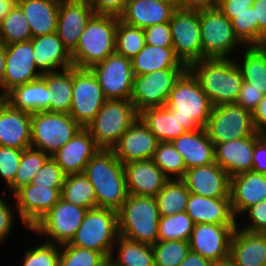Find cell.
<instances>
[{
	"label": "cell",
	"mask_w": 266,
	"mask_h": 266,
	"mask_svg": "<svg viewBox=\"0 0 266 266\" xmlns=\"http://www.w3.org/2000/svg\"><path fill=\"white\" fill-rule=\"evenodd\" d=\"M185 212L194 224L237 225L230 198L189 195Z\"/></svg>",
	"instance_id": "4316f807"
},
{
	"label": "cell",
	"mask_w": 266,
	"mask_h": 266,
	"mask_svg": "<svg viewBox=\"0 0 266 266\" xmlns=\"http://www.w3.org/2000/svg\"><path fill=\"white\" fill-rule=\"evenodd\" d=\"M155 266H178L190 252L189 241H157L152 246Z\"/></svg>",
	"instance_id": "c3c4849f"
},
{
	"label": "cell",
	"mask_w": 266,
	"mask_h": 266,
	"mask_svg": "<svg viewBox=\"0 0 266 266\" xmlns=\"http://www.w3.org/2000/svg\"><path fill=\"white\" fill-rule=\"evenodd\" d=\"M61 190L31 183L17 190L13 198L21 223L31 229L60 200Z\"/></svg>",
	"instance_id": "e0dca14e"
},
{
	"label": "cell",
	"mask_w": 266,
	"mask_h": 266,
	"mask_svg": "<svg viewBox=\"0 0 266 266\" xmlns=\"http://www.w3.org/2000/svg\"><path fill=\"white\" fill-rule=\"evenodd\" d=\"M200 35L202 59L230 58L242 45L234 35L231 20L217 7L200 10Z\"/></svg>",
	"instance_id": "9c48e42d"
},
{
	"label": "cell",
	"mask_w": 266,
	"mask_h": 266,
	"mask_svg": "<svg viewBox=\"0 0 266 266\" xmlns=\"http://www.w3.org/2000/svg\"><path fill=\"white\" fill-rule=\"evenodd\" d=\"M152 160L169 180L182 179L187 170L183 157L171 142H159Z\"/></svg>",
	"instance_id": "bcb514c9"
},
{
	"label": "cell",
	"mask_w": 266,
	"mask_h": 266,
	"mask_svg": "<svg viewBox=\"0 0 266 266\" xmlns=\"http://www.w3.org/2000/svg\"><path fill=\"white\" fill-rule=\"evenodd\" d=\"M171 143L183 157L187 169L215 162L214 144L209 139L205 128L187 131Z\"/></svg>",
	"instance_id": "4dcf8cb0"
},
{
	"label": "cell",
	"mask_w": 266,
	"mask_h": 266,
	"mask_svg": "<svg viewBox=\"0 0 266 266\" xmlns=\"http://www.w3.org/2000/svg\"><path fill=\"white\" fill-rule=\"evenodd\" d=\"M157 1H161V2H174V0H157Z\"/></svg>",
	"instance_id": "8c879c8a"
},
{
	"label": "cell",
	"mask_w": 266,
	"mask_h": 266,
	"mask_svg": "<svg viewBox=\"0 0 266 266\" xmlns=\"http://www.w3.org/2000/svg\"><path fill=\"white\" fill-rule=\"evenodd\" d=\"M82 127L66 113H31V147L49 156L70 141Z\"/></svg>",
	"instance_id": "ba28073f"
},
{
	"label": "cell",
	"mask_w": 266,
	"mask_h": 266,
	"mask_svg": "<svg viewBox=\"0 0 266 266\" xmlns=\"http://www.w3.org/2000/svg\"><path fill=\"white\" fill-rule=\"evenodd\" d=\"M22 154V149L0 146V176L8 187L14 182Z\"/></svg>",
	"instance_id": "816d5d0a"
},
{
	"label": "cell",
	"mask_w": 266,
	"mask_h": 266,
	"mask_svg": "<svg viewBox=\"0 0 266 266\" xmlns=\"http://www.w3.org/2000/svg\"><path fill=\"white\" fill-rule=\"evenodd\" d=\"M190 192L181 179L168 180L155 196L160 216H170L186 210Z\"/></svg>",
	"instance_id": "ab89813d"
},
{
	"label": "cell",
	"mask_w": 266,
	"mask_h": 266,
	"mask_svg": "<svg viewBox=\"0 0 266 266\" xmlns=\"http://www.w3.org/2000/svg\"><path fill=\"white\" fill-rule=\"evenodd\" d=\"M61 198L86 209L97 207L95 189L84 173L66 175Z\"/></svg>",
	"instance_id": "f35d334b"
},
{
	"label": "cell",
	"mask_w": 266,
	"mask_h": 266,
	"mask_svg": "<svg viewBox=\"0 0 266 266\" xmlns=\"http://www.w3.org/2000/svg\"><path fill=\"white\" fill-rule=\"evenodd\" d=\"M0 32L4 45L26 42L32 39L29 23L17 3L2 18Z\"/></svg>",
	"instance_id": "b9f144b4"
},
{
	"label": "cell",
	"mask_w": 266,
	"mask_h": 266,
	"mask_svg": "<svg viewBox=\"0 0 266 266\" xmlns=\"http://www.w3.org/2000/svg\"><path fill=\"white\" fill-rule=\"evenodd\" d=\"M5 50L4 94L18 85L31 82L43 75L39 70H36L31 40L5 45Z\"/></svg>",
	"instance_id": "d6986e66"
},
{
	"label": "cell",
	"mask_w": 266,
	"mask_h": 266,
	"mask_svg": "<svg viewBox=\"0 0 266 266\" xmlns=\"http://www.w3.org/2000/svg\"><path fill=\"white\" fill-rule=\"evenodd\" d=\"M138 117L130 100L107 99L85 128L100 149H112Z\"/></svg>",
	"instance_id": "52a82bcc"
},
{
	"label": "cell",
	"mask_w": 266,
	"mask_h": 266,
	"mask_svg": "<svg viewBox=\"0 0 266 266\" xmlns=\"http://www.w3.org/2000/svg\"><path fill=\"white\" fill-rule=\"evenodd\" d=\"M94 15L87 0H60L56 33L70 54Z\"/></svg>",
	"instance_id": "ac0fdd59"
},
{
	"label": "cell",
	"mask_w": 266,
	"mask_h": 266,
	"mask_svg": "<svg viewBox=\"0 0 266 266\" xmlns=\"http://www.w3.org/2000/svg\"><path fill=\"white\" fill-rule=\"evenodd\" d=\"M60 247L59 266H106L109 262L101 252L79 248L69 243Z\"/></svg>",
	"instance_id": "7dc6e473"
},
{
	"label": "cell",
	"mask_w": 266,
	"mask_h": 266,
	"mask_svg": "<svg viewBox=\"0 0 266 266\" xmlns=\"http://www.w3.org/2000/svg\"><path fill=\"white\" fill-rule=\"evenodd\" d=\"M237 225L195 224L189 239L190 250L212 263L230 256V241Z\"/></svg>",
	"instance_id": "2e32d148"
},
{
	"label": "cell",
	"mask_w": 266,
	"mask_h": 266,
	"mask_svg": "<svg viewBox=\"0 0 266 266\" xmlns=\"http://www.w3.org/2000/svg\"><path fill=\"white\" fill-rule=\"evenodd\" d=\"M90 69L106 99L130 100L134 77L130 59L114 53Z\"/></svg>",
	"instance_id": "9a60e30c"
},
{
	"label": "cell",
	"mask_w": 266,
	"mask_h": 266,
	"mask_svg": "<svg viewBox=\"0 0 266 266\" xmlns=\"http://www.w3.org/2000/svg\"><path fill=\"white\" fill-rule=\"evenodd\" d=\"M14 211L11 205L0 198V243L5 241V239L11 234L13 228Z\"/></svg>",
	"instance_id": "6f0895ef"
},
{
	"label": "cell",
	"mask_w": 266,
	"mask_h": 266,
	"mask_svg": "<svg viewBox=\"0 0 266 266\" xmlns=\"http://www.w3.org/2000/svg\"><path fill=\"white\" fill-rule=\"evenodd\" d=\"M252 121L257 132L262 131L266 127V95L252 112Z\"/></svg>",
	"instance_id": "6125c7cd"
},
{
	"label": "cell",
	"mask_w": 266,
	"mask_h": 266,
	"mask_svg": "<svg viewBox=\"0 0 266 266\" xmlns=\"http://www.w3.org/2000/svg\"><path fill=\"white\" fill-rule=\"evenodd\" d=\"M50 156L42 150L29 147L23 150L21 162L16 172L14 182L9 186L12 195L22 188L31 183L39 169L42 168L44 163Z\"/></svg>",
	"instance_id": "7bdbcfd3"
},
{
	"label": "cell",
	"mask_w": 266,
	"mask_h": 266,
	"mask_svg": "<svg viewBox=\"0 0 266 266\" xmlns=\"http://www.w3.org/2000/svg\"><path fill=\"white\" fill-rule=\"evenodd\" d=\"M255 0H218L217 8L222 13H242L252 7Z\"/></svg>",
	"instance_id": "91938a15"
},
{
	"label": "cell",
	"mask_w": 266,
	"mask_h": 266,
	"mask_svg": "<svg viewBox=\"0 0 266 266\" xmlns=\"http://www.w3.org/2000/svg\"><path fill=\"white\" fill-rule=\"evenodd\" d=\"M159 140L138 117L123 133L112 148L116 158L123 164L153 159Z\"/></svg>",
	"instance_id": "ffe728a7"
},
{
	"label": "cell",
	"mask_w": 266,
	"mask_h": 266,
	"mask_svg": "<svg viewBox=\"0 0 266 266\" xmlns=\"http://www.w3.org/2000/svg\"><path fill=\"white\" fill-rule=\"evenodd\" d=\"M118 212V231L153 246L158 241L159 211L155 197L129 194Z\"/></svg>",
	"instance_id": "5b68a950"
},
{
	"label": "cell",
	"mask_w": 266,
	"mask_h": 266,
	"mask_svg": "<svg viewBox=\"0 0 266 266\" xmlns=\"http://www.w3.org/2000/svg\"><path fill=\"white\" fill-rule=\"evenodd\" d=\"M88 209L64 201L62 198L30 230L48 235L49 243H69L80 227Z\"/></svg>",
	"instance_id": "4fadbf2b"
},
{
	"label": "cell",
	"mask_w": 266,
	"mask_h": 266,
	"mask_svg": "<svg viewBox=\"0 0 266 266\" xmlns=\"http://www.w3.org/2000/svg\"><path fill=\"white\" fill-rule=\"evenodd\" d=\"M165 106L176 113L180 125L187 131L204 128L213 108L197 78L188 68L177 79Z\"/></svg>",
	"instance_id": "3957f363"
},
{
	"label": "cell",
	"mask_w": 266,
	"mask_h": 266,
	"mask_svg": "<svg viewBox=\"0 0 266 266\" xmlns=\"http://www.w3.org/2000/svg\"><path fill=\"white\" fill-rule=\"evenodd\" d=\"M134 75L149 74L167 68H187L176 57L173 47H158L145 44L131 60Z\"/></svg>",
	"instance_id": "e575fe53"
},
{
	"label": "cell",
	"mask_w": 266,
	"mask_h": 266,
	"mask_svg": "<svg viewBox=\"0 0 266 266\" xmlns=\"http://www.w3.org/2000/svg\"><path fill=\"white\" fill-rule=\"evenodd\" d=\"M230 199L236 218L252 205L266 200V174L248 171L230 177Z\"/></svg>",
	"instance_id": "d4e9b609"
},
{
	"label": "cell",
	"mask_w": 266,
	"mask_h": 266,
	"mask_svg": "<svg viewBox=\"0 0 266 266\" xmlns=\"http://www.w3.org/2000/svg\"><path fill=\"white\" fill-rule=\"evenodd\" d=\"M176 57L187 68L202 59L200 10L177 9L169 22Z\"/></svg>",
	"instance_id": "5bb4252c"
},
{
	"label": "cell",
	"mask_w": 266,
	"mask_h": 266,
	"mask_svg": "<svg viewBox=\"0 0 266 266\" xmlns=\"http://www.w3.org/2000/svg\"><path fill=\"white\" fill-rule=\"evenodd\" d=\"M178 266H213V263L190 250L186 258Z\"/></svg>",
	"instance_id": "e7e4bbea"
},
{
	"label": "cell",
	"mask_w": 266,
	"mask_h": 266,
	"mask_svg": "<svg viewBox=\"0 0 266 266\" xmlns=\"http://www.w3.org/2000/svg\"><path fill=\"white\" fill-rule=\"evenodd\" d=\"M188 69L197 78L212 106L236 103L243 78L240 68L231 58L201 59Z\"/></svg>",
	"instance_id": "7a4b0ae2"
},
{
	"label": "cell",
	"mask_w": 266,
	"mask_h": 266,
	"mask_svg": "<svg viewBox=\"0 0 266 266\" xmlns=\"http://www.w3.org/2000/svg\"><path fill=\"white\" fill-rule=\"evenodd\" d=\"M146 44L158 47H173L169 22L155 24L144 29Z\"/></svg>",
	"instance_id": "f5cc1de1"
},
{
	"label": "cell",
	"mask_w": 266,
	"mask_h": 266,
	"mask_svg": "<svg viewBox=\"0 0 266 266\" xmlns=\"http://www.w3.org/2000/svg\"><path fill=\"white\" fill-rule=\"evenodd\" d=\"M6 102L14 109L29 113L49 111V89L41 76L18 85L6 93Z\"/></svg>",
	"instance_id": "d6a6232c"
},
{
	"label": "cell",
	"mask_w": 266,
	"mask_h": 266,
	"mask_svg": "<svg viewBox=\"0 0 266 266\" xmlns=\"http://www.w3.org/2000/svg\"><path fill=\"white\" fill-rule=\"evenodd\" d=\"M239 62L243 82L266 95V45L244 46ZM240 63V64H239Z\"/></svg>",
	"instance_id": "d590c367"
},
{
	"label": "cell",
	"mask_w": 266,
	"mask_h": 266,
	"mask_svg": "<svg viewBox=\"0 0 266 266\" xmlns=\"http://www.w3.org/2000/svg\"><path fill=\"white\" fill-rule=\"evenodd\" d=\"M255 21H258L259 30L266 36V0H255Z\"/></svg>",
	"instance_id": "be15d7a7"
},
{
	"label": "cell",
	"mask_w": 266,
	"mask_h": 266,
	"mask_svg": "<svg viewBox=\"0 0 266 266\" xmlns=\"http://www.w3.org/2000/svg\"><path fill=\"white\" fill-rule=\"evenodd\" d=\"M260 135L266 141V127L260 131Z\"/></svg>",
	"instance_id": "2644e50d"
},
{
	"label": "cell",
	"mask_w": 266,
	"mask_h": 266,
	"mask_svg": "<svg viewBox=\"0 0 266 266\" xmlns=\"http://www.w3.org/2000/svg\"><path fill=\"white\" fill-rule=\"evenodd\" d=\"M187 68H167L149 74L134 75L130 101L139 113L146 108L166 105L170 91Z\"/></svg>",
	"instance_id": "8fae6325"
},
{
	"label": "cell",
	"mask_w": 266,
	"mask_h": 266,
	"mask_svg": "<svg viewBox=\"0 0 266 266\" xmlns=\"http://www.w3.org/2000/svg\"><path fill=\"white\" fill-rule=\"evenodd\" d=\"M65 178L66 174L60 166L49 157L42 168L36 173L31 184L49 188H62Z\"/></svg>",
	"instance_id": "f907efd6"
},
{
	"label": "cell",
	"mask_w": 266,
	"mask_h": 266,
	"mask_svg": "<svg viewBox=\"0 0 266 266\" xmlns=\"http://www.w3.org/2000/svg\"><path fill=\"white\" fill-rule=\"evenodd\" d=\"M84 174L93 185L98 208L118 211L128 197L124 164L112 149H99L88 161Z\"/></svg>",
	"instance_id": "6da1fadb"
},
{
	"label": "cell",
	"mask_w": 266,
	"mask_h": 266,
	"mask_svg": "<svg viewBox=\"0 0 266 266\" xmlns=\"http://www.w3.org/2000/svg\"><path fill=\"white\" fill-rule=\"evenodd\" d=\"M230 20L234 35L243 46L266 45V36L259 30L255 21V8L252 6L242 13H223Z\"/></svg>",
	"instance_id": "60d3db41"
},
{
	"label": "cell",
	"mask_w": 266,
	"mask_h": 266,
	"mask_svg": "<svg viewBox=\"0 0 266 266\" xmlns=\"http://www.w3.org/2000/svg\"><path fill=\"white\" fill-rule=\"evenodd\" d=\"M106 100L91 69L73 67V91L69 115L82 128L94 119Z\"/></svg>",
	"instance_id": "7c38bea8"
},
{
	"label": "cell",
	"mask_w": 266,
	"mask_h": 266,
	"mask_svg": "<svg viewBox=\"0 0 266 266\" xmlns=\"http://www.w3.org/2000/svg\"><path fill=\"white\" fill-rule=\"evenodd\" d=\"M90 132L81 128L75 136L50 157L66 174L84 173L88 161L98 152Z\"/></svg>",
	"instance_id": "603a6c76"
},
{
	"label": "cell",
	"mask_w": 266,
	"mask_h": 266,
	"mask_svg": "<svg viewBox=\"0 0 266 266\" xmlns=\"http://www.w3.org/2000/svg\"><path fill=\"white\" fill-rule=\"evenodd\" d=\"M230 257L238 266H264L266 264V236L249 232L237 226L230 241Z\"/></svg>",
	"instance_id": "f546056e"
},
{
	"label": "cell",
	"mask_w": 266,
	"mask_h": 266,
	"mask_svg": "<svg viewBox=\"0 0 266 266\" xmlns=\"http://www.w3.org/2000/svg\"><path fill=\"white\" fill-rule=\"evenodd\" d=\"M144 29L125 24L118 17L116 53L132 60L145 46Z\"/></svg>",
	"instance_id": "f6af8a7d"
},
{
	"label": "cell",
	"mask_w": 266,
	"mask_h": 266,
	"mask_svg": "<svg viewBox=\"0 0 266 266\" xmlns=\"http://www.w3.org/2000/svg\"><path fill=\"white\" fill-rule=\"evenodd\" d=\"M249 213L250 224L243 226L241 229L249 232H262L266 228V200L252 205L244 212Z\"/></svg>",
	"instance_id": "db71d44e"
},
{
	"label": "cell",
	"mask_w": 266,
	"mask_h": 266,
	"mask_svg": "<svg viewBox=\"0 0 266 266\" xmlns=\"http://www.w3.org/2000/svg\"><path fill=\"white\" fill-rule=\"evenodd\" d=\"M30 129L31 113L6 102L0 109V146L22 150L31 147Z\"/></svg>",
	"instance_id": "83f0119b"
},
{
	"label": "cell",
	"mask_w": 266,
	"mask_h": 266,
	"mask_svg": "<svg viewBox=\"0 0 266 266\" xmlns=\"http://www.w3.org/2000/svg\"><path fill=\"white\" fill-rule=\"evenodd\" d=\"M117 255L112 254L109 263L112 266H155L151 245L131 240L122 235L117 237Z\"/></svg>",
	"instance_id": "74e56055"
},
{
	"label": "cell",
	"mask_w": 266,
	"mask_h": 266,
	"mask_svg": "<svg viewBox=\"0 0 266 266\" xmlns=\"http://www.w3.org/2000/svg\"><path fill=\"white\" fill-rule=\"evenodd\" d=\"M6 103V94L0 92V109L4 106Z\"/></svg>",
	"instance_id": "89a4df30"
},
{
	"label": "cell",
	"mask_w": 266,
	"mask_h": 266,
	"mask_svg": "<svg viewBox=\"0 0 266 266\" xmlns=\"http://www.w3.org/2000/svg\"><path fill=\"white\" fill-rule=\"evenodd\" d=\"M204 128L214 145L250 137L257 132L253 125L252 113L237 103L214 106Z\"/></svg>",
	"instance_id": "30bf717a"
},
{
	"label": "cell",
	"mask_w": 266,
	"mask_h": 266,
	"mask_svg": "<svg viewBox=\"0 0 266 266\" xmlns=\"http://www.w3.org/2000/svg\"><path fill=\"white\" fill-rule=\"evenodd\" d=\"M139 118L160 142H171L187 132L176 113L166 106L143 109Z\"/></svg>",
	"instance_id": "836d02e7"
},
{
	"label": "cell",
	"mask_w": 266,
	"mask_h": 266,
	"mask_svg": "<svg viewBox=\"0 0 266 266\" xmlns=\"http://www.w3.org/2000/svg\"><path fill=\"white\" fill-rule=\"evenodd\" d=\"M33 37L56 32L60 0H17Z\"/></svg>",
	"instance_id": "1f68e13d"
},
{
	"label": "cell",
	"mask_w": 266,
	"mask_h": 266,
	"mask_svg": "<svg viewBox=\"0 0 266 266\" xmlns=\"http://www.w3.org/2000/svg\"><path fill=\"white\" fill-rule=\"evenodd\" d=\"M118 236V212L96 207L88 209L69 244L101 252L109 260Z\"/></svg>",
	"instance_id": "8992f818"
},
{
	"label": "cell",
	"mask_w": 266,
	"mask_h": 266,
	"mask_svg": "<svg viewBox=\"0 0 266 266\" xmlns=\"http://www.w3.org/2000/svg\"><path fill=\"white\" fill-rule=\"evenodd\" d=\"M6 64V50L5 45L0 46V91L3 93V77Z\"/></svg>",
	"instance_id": "03108f58"
},
{
	"label": "cell",
	"mask_w": 266,
	"mask_h": 266,
	"mask_svg": "<svg viewBox=\"0 0 266 266\" xmlns=\"http://www.w3.org/2000/svg\"><path fill=\"white\" fill-rule=\"evenodd\" d=\"M177 9L201 10L217 7L218 0H174Z\"/></svg>",
	"instance_id": "94428289"
},
{
	"label": "cell",
	"mask_w": 266,
	"mask_h": 266,
	"mask_svg": "<svg viewBox=\"0 0 266 266\" xmlns=\"http://www.w3.org/2000/svg\"><path fill=\"white\" fill-rule=\"evenodd\" d=\"M31 41L35 65L42 74L58 72V68L65 70L72 67L71 54L63 46L56 32L33 37Z\"/></svg>",
	"instance_id": "f1b7e54d"
},
{
	"label": "cell",
	"mask_w": 266,
	"mask_h": 266,
	"mask_svg": "<svg viewBox=\"0 0 266 266\" xmlns=\"http://www.w3.org/2000/svg\"><path fill=\"white\" fill-rule=\"evenodd\" d=\"M17 0H0V22L2 18L15 6Z\"/></svg>",
	"instance_id": "003e7915"
},
{
	"label": "cell",
	"mask_w": 266,
	"mask_h": 266,
	"mask_svg": "<svg viewBox=\"0 0 266 266\" xmlns=\"http://www.w3.org/2000/svg\"><path fill=\"white\" fill-rule=\"evenodd\" d=\"M181 180L191 194L230 198V176L215 162L187 169Z\"/></svg>",
	"instance_id": "44dd1931"
},
{
	"label": "cell",
	"mask_w": 266,
	"mask_h": 266,
	"mask_svg": "<svg viewBox=\"0 0 266 266\" xmlns=\"http://www.w3.org/2000/svg\"><path fill=\"white\" fill-rule=\"evenodd\" d=\"M213 266H238L237 263L229 256L226 259L213 263Z\"/></svg>",
	"instance_id": "a7ac6f4b"
},
{
	"label": "cell",
	"mask_w": 266,
	"mask_h": 266,
	"mask_svg": "<svg viewBox=\"0 0 266 266\" xmlns=\"http://www.w3.org/2000/svg\"><path fill=\"white\" fill-rule=\"evenodd\" d=\"M3 40H2V37H1V32H0V46H3Z\"/></svg>",
	"instance_id": "753ad0ef"
},
{
	"label": "cell",
	"mask_w": 266,
	"mask_h": 266,
	"mask_svg": "<svg viewBox=\"0 0 266 266\" xmlns=\"http://www.w3.org/2000/svg\"><path fill=\"white\" fill-rule=\"evenodd\" d=\"M176 10L174 2L128 0L119 20L127 25L145 29L155 24L170 22Z\"/></svg>",
	"instance_id": "484cf974"
},
{
	"label": "cell",
	"mask_w": 266,
	"mask_h": 266,
	"mask_svg": "<svg viewBox=\"0 0 266 266\" xmlns=\"http://www.w3.org/2000/svg\"><path fill=\"white\" fill-rule=\"evenodd\" d=\"M264 96L262 91L250 87L249 83L243 82L236 103L252 113Z\"/></svg>",
	"instance_id": "11a10c76"
},
{
	"label": "cell",
	"mask_w": 266,
	"mask_h": 266,
	"mask_svg": "<svg viewBox=\"0 0 266 266\" xmlns=\"http://www.w3.org/2000/svg\"><path fill=\"white\" fill-rule=\"evenodd\" d=\"M60 245L44 243L27 250L24 254L23 266H59Z\"/></svg>",
	"instance_id": "681fc988"
},
{
	"label": "cell",
	"mask_w": 266,
	"mask_h": 266,
	"mask_svg": "<svg viewBox=\"0 0 266 266\" xmlns=\"http://www.w3.org/2000/svg\"><path fill=\"white\" fill-rule=\"evenodd\" d=\"M42 75L49 89V112L69 114L73 91V66Z\"/></svg>",
	"instance_id": "8d00e7d4"
},
{
	"label": "cell",
	"mask_w": 266,
	"mask_h": 266,
	"mask_svg": "<svg viewBox=\"0 0 266 266\" xmlns=\"http://www.w3.org/2000/svg\"><path fill=\"white\" fill-rule=\"evenodd\" d=\"M266 236V228L261 232Z\"/></svg>",
	"instance_id": "34e18365"
},
{
	"label": "cell",
	"mask_w": 266,
	"mask_h": 266,
	"mask_svg": "<svg viewBox=\"0 0 266 266\" xmlns=\"http://www.w3.org/2000/svg\"><path fill=\"white\" fill-rule=\"evenodd\" d=\"M97 15L119 17L128 0H87Z\"/></svg>",
	"instance_id": "9f6ffc18"
},
{
	"label": "cell",
	"mask_w": 266,
	"mask_h": 266,
	"mask_svg": "<svg viewBox=\"0 0 266 266\" xmlns=\"http://www.w3.org/2000/svg\"><path fill=\"white\" fill-rule=\"evenodd\" d=\"M118 17L95 14L87 23L76 49L71 53L72 66L91 68L116 53Z\"/></svg>",
	"instance_id": "277c9868"
},
{
	"label": "cell",
	"mask_w": 266,
	"mask_h": 266,
	"mask_svg": "<svg viewBox=\"0 0 266 266\" xmlns=\"http://www.w3.org/2000/svg\"><path fill=\"white\" fill-rule=\"evenodd\" d=\"M261 138L260 132L253 136L229 140L214 145L215 163L230 177L252 171L254 144Z\"/></svg>",
	"instance_id": "7402d4cb"
},
{
	"label": "cell",
	"mask_w": 266,
	"mask_h": 266,
	"mask_svg": "<svg viewBox=\"0 0 266 266\" xmlns=\"http://www.w3.org/2000/svg\"><path fill=\"white\" fill-rule=\"evenodd\" d=\"M124 172L131 195L155 197L169 180L152 159L124 164Z\"/></svg>",
	"instance_id": "cb8c5ba5"
},
{
	"label": "cell",
	"mask_w": 266,
	"mask_h": 266,
	"mask_svg": "<svg viewBox=\"0 0 266 266\" xmlns=\"http://www.w3.org/2000/svg\"><path fill=\"white\" fill-rule=\"evenodd\" d=\"M194 225V222L185 211L170 216H160L158 241H189Z\"/></svg>",
	"instance_id": "ee69618b"
},
{
	"label": "cell",
	"mask_w": 266,
	"mask_h": 266,
	"mask_svg": "<svg viewBox=\"0 0 266 266\" xmlns=\"http://www.w3.org/2000/svg\"><path fill=\"white\" fill-rule=\"evenodd\" d=\"M252 171L266 174V141L261 137L254 144Z\"/></svg>",
	"instance_id": "680465c9"
}]
</instances>
